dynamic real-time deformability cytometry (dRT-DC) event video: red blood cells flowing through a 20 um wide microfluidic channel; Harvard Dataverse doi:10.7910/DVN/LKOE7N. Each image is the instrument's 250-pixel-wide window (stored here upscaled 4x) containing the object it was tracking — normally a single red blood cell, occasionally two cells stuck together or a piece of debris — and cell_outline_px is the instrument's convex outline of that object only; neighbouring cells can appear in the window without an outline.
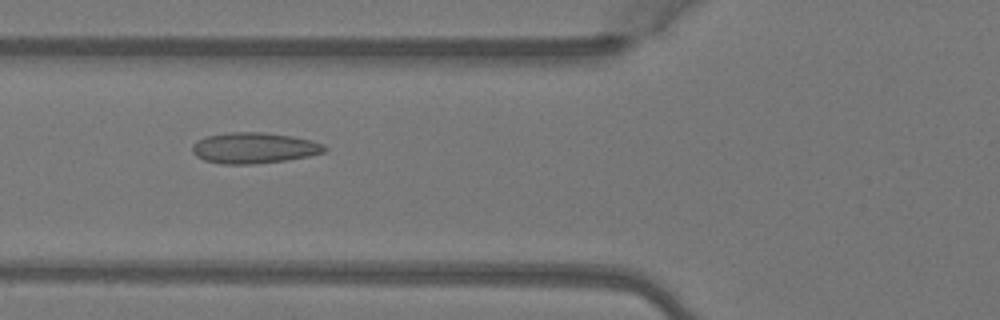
{"species": "Egyptian fruit bat (a non-hibernating species)", "species_latin": "Rousettus aegyptiacus", "temperature_condition": "warm", "stored_images_in_passage": 4, "camera_frame_rate_fps": 3000, "um_per_image_px": 0.085, "animal": {"sex": "female"}, "frame": {"image": 1, "passage_image": 2, "time_ms": 0.333, "image_size_px": [1000, 320], "cell_outline_px": [[328, 148], [324, 152], [308, 156], [284, 160], [252, 164], [220, 164], [204, 160], [196, 156], [192, 152], [192, 144], [196, 140], [204, 136], [228, 132], [264, 132], [292, 136], [312, 140], [324, 144]], "centroid_in_image_um": [21.56, 12.56], "position_along_channel_um": 104.2, "area_um2": 23.99}}
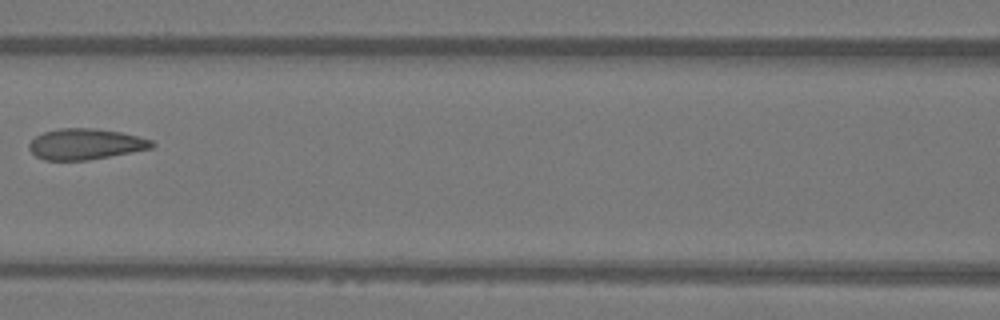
{"frame": {"image": 2, "passage_image": 3, "time_ms": 0.667, "image_size_px": [1000, 320], "cell_outline_px": [[156, 144], [152, 148], [88, 160], [44, 160], [36, 156], [28, 148], [28, 144], [36, 136], [44, 132], [60, 128], [96, 128], [120, 132], [152, 140]], "centroid_in_image_um": [7.25, 12.24], "position_along_channel_um": 159.3, "area_um2": 21.96}}
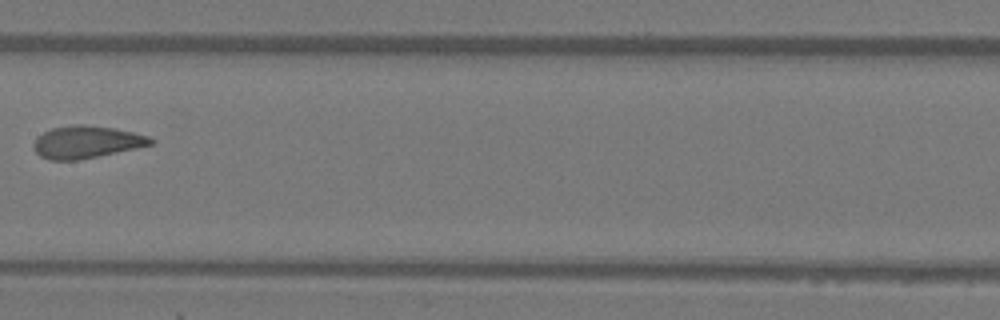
{"frame": {"image": 3, "passage_image": 4, "time_ms": 1.0, "image_size_px": [1000, 320], "cell_outline_px": [[156, 140], [152, 144], [136, 148], [80, 160], [48, 160], [40, 156], [32, 148], [32, 144], [44, 132], [52, 128], [76, 124], [84, 124], [112, 128], [132, 132], [148, 136]], "centroid_in_image_um": [7.34, 12.08], "position_along_channel_um": 200.1, "area_um2": 21.96}}